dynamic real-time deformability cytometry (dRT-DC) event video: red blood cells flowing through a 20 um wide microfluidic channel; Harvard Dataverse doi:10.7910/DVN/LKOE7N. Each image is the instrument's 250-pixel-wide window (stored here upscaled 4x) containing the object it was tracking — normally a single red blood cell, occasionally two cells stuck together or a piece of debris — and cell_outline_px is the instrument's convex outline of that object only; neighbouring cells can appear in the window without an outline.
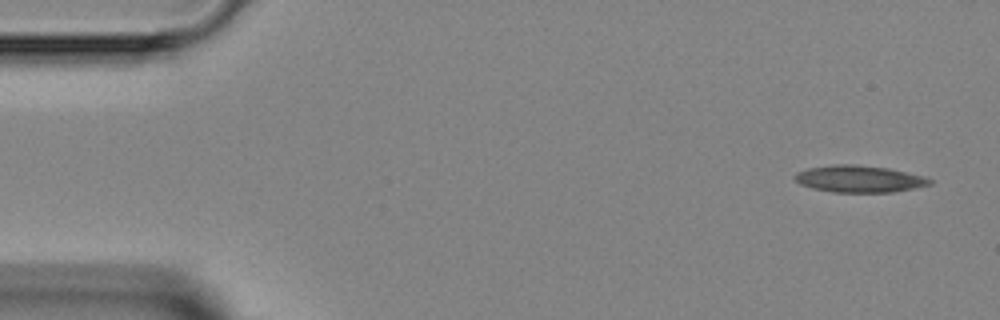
{"species": "Egyptian fruit bat (a non-hibernating species)", "species_latin": "Rousettus aegyptiacus", "temperature_condition": "room temperature", "stored_images_in_passage": 4, "camera_frame_rate_fps": 3000, "um_per_image_px": 0.085, "animal": {"sex": "female"}, "frame": {"image": 1, "passage_image": 1, "time_ms": 0.0, "image_size_px": [1000, 320], "cell_outline_px": [[932, 184], [892, 192], [832, 192], [812, 188], [800, 184], [792, 176], [796, 172], [808, 168], [836, 164], [852, 164], [888, 168], [924, 176], [932, 180]], "centroid_in_image_um": [73.0, 15.2], "position_along_channel_um": 12.0, "area_um2": 21.04}}
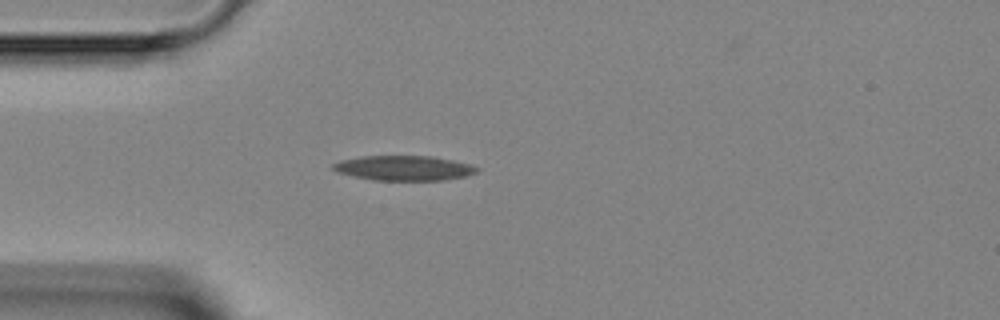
{"frame": {"image": 2, "passage_image": 4, "time_ms": 3.333, "image_size_px": [1000, 320], "cell_outline_px": [[480, 168], [476, 172], [464, 176], [444, 180], [372, 180], [352, 176], [336, 172], [332, 168], [332, 164], [340, 160], [360, 156], [432, 156], [452, 160], [468, 164]], "centroid_in_image_um": [34.27, 14.28], "position_along_channel_um": 50.7, "area_um2": 20.81}}